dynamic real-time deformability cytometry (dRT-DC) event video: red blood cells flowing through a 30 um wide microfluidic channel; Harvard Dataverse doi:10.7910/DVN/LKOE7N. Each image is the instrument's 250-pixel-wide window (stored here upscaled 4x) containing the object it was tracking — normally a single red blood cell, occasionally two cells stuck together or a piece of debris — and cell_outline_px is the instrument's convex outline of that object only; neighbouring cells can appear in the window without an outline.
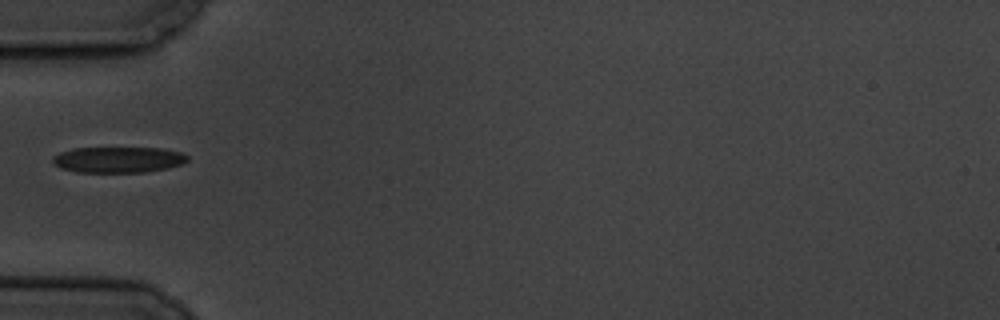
{"species": "common noctule bat (a hibernating species)", "species_latin": "Nyctalus noctula", "temperature_condition": "cold", "stored_images_in_passage": 8, "camera_frame_rate_fps": 3000, "um_per_image_px": 0.085, "animal": {"sex": "male", "body_mass_g": 19.5, "forearm_length_mm": 54.6}, "frame": {"image": 1, "passage_image": 6, "time_ms": 5.667, "image_size_px": [1000, 320], "cell_outline_px": [[188, 160], [184, 164], [168, 168], [144, 172], [76, 172], [60, 168], [52, 164], [52, 156], [60, 152], [72, 148], [164, 148], [180, 152], [188, 156]], "centroid_in_image_um": [10.03, 13.57], "position_along_channel_um": 75.0, "area_um2": 20.58}}
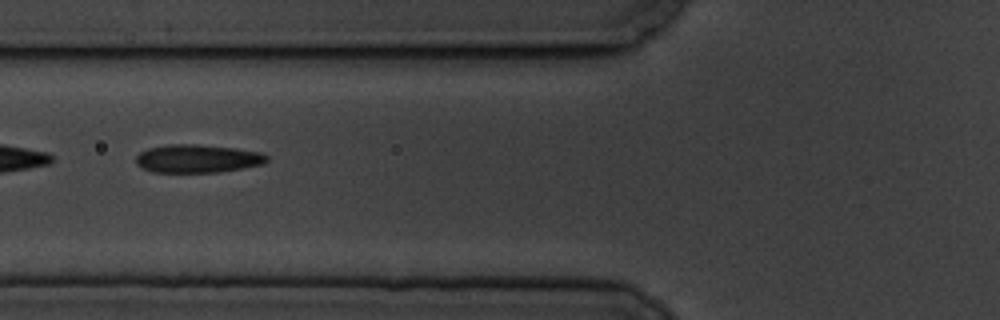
{"frame": {"image": 2, "passage_image": 7, "time_ms": 6.667, "image_size_px": [1000, 320], "cell_outline_px": [[268, 160], [264, 164], [244, 168], [216, 172], [152, 172], [140, 168], [136, 164], [136, 156], [140, 152], [148, 148], [168, 144], [196, 144], [236, 148], [260, 152], [268, 156]], "centroid_in_image_um": [16.77, 13.48], "position_along_channel_um": 109.0, "area_um2": 21.68}}
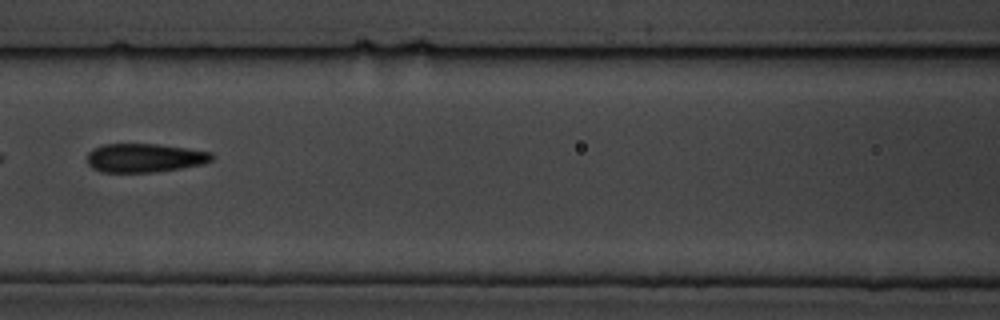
{"frame": {"image": 3, "passage_image": 8, "time_ms": 8.0, "image_size_px": [1000, 320], "cell_outline_px": [[216, 156], [212, 160], [204, 164], [156, 172], [100, 172], [92, 168], [88, 164], [88, 152], [92, 148], [104, 144], [160, 144], [188, 148], [212, 152]], "centroid_in_image_um": [12.32, 13.41], "position_along_channel_um": 154.3, "area_um2": 21.15}}